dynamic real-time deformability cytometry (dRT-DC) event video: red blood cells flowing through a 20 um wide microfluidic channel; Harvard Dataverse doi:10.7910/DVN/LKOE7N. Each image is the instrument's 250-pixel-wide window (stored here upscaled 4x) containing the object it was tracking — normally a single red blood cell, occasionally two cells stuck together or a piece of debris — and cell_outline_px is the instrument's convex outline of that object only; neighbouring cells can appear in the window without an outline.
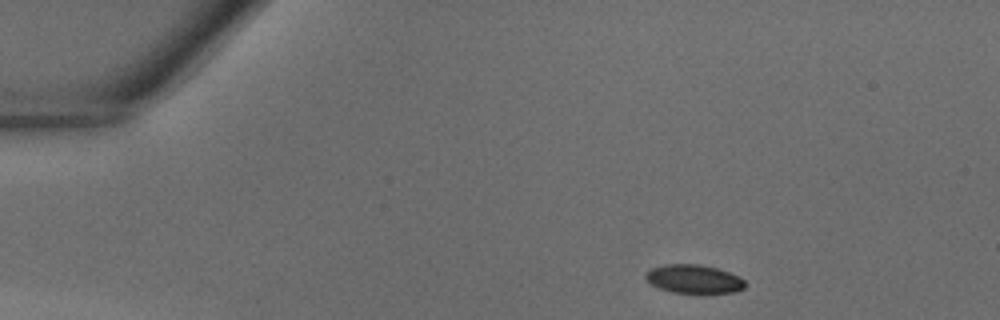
{"species": "common noctule bat (a hibernating species)", "species_latin": "Nyctalus noctula", "temperature_condition": "warm", "stored_images_in_passage": 34, "camera_frame_rate_fps": 3000, "um_per_image_px": 0.085, "animal": {"sex": "male", "body_mass_g": 18.8}, "frame": {"image": 1, "passage_image": 1, "time_ms": 0.0, "image_size_px": [1000, 320], "cell_outline_px": [[748, 284], [744, 288], [736, 292], [672, 292], [660, 288], [652, 284], [644, 276], [644, 272], [652, 268], [668, 264], [696, 264], [716, 268], [740, 276]], "centroid_in_image_um": [59.0, 23.71], "position_along_channel_um": 26.0, "area_um2": 16.36}}
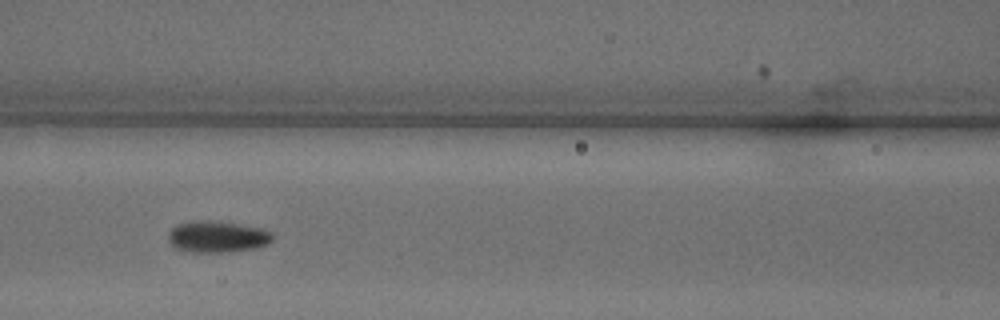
{"frame": {"image": 2, "passage_image": 13, "time_ms": 4.0, "image_size_px": [1000, 320], "cell_outline_px": [[272, 240], [268, 244], [256, 248], [232, 252], [192, 252], [176, 248], [168, 240], [168, 232], [172, 228], [180, 224], [208, 220], [236, 224], [256, 228], [272, 232]], "centroid_in_image_um": [18.47, 20.15], "position_along_channel_um": 148.1, "area_um2": 18.73}}
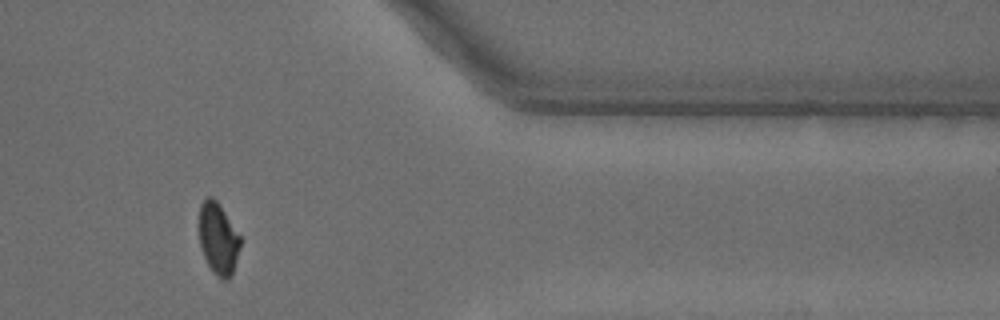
{"frame": {"image": 3, "passage_image": 29, "time_ms": 9.333, "image_size_px": [1000, 320], "cell_outline_px": [[240, 244], [236, 260], [232, 272], [228, 280], [220, 280], [212, 272], [204, 256], [200, 244], [200, 204], [208, 196], [212, 196], [216, 200], [240, 236]], "centroid_in_image_um": [18.54, 20.31], "position_along_channel_um": 392.9, "area_um2": 16.82}}